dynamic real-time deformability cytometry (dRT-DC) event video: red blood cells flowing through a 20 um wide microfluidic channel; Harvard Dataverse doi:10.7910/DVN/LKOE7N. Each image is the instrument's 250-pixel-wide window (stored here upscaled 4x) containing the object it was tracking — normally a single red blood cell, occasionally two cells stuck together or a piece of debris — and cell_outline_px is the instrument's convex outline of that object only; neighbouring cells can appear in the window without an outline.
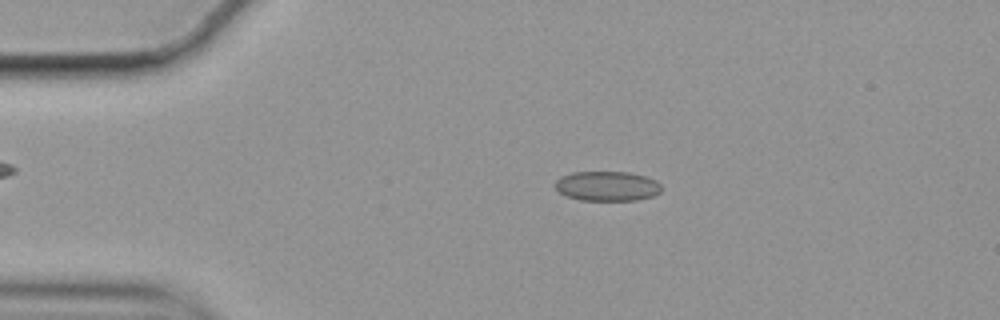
{"species": "common noctule bat (a hibernating species)", "species_latin": "Nyctalus noctula", "temperature_condition": "cold", "stored_images_in_passage": 56, "camera_frame_rate_fps": 3000, "um_per_image_px": 0.085, "animal": {"sex": "female", "body_mass_g": 19.9}, "frame": {"image": 1, "passage_image": 11, "time_ms": 3.333, "image_size_px": [1000, 320], "cell_outline_px": [[660, 192], [652, 196], [636, 200], [580, 200], [568, 196], [560, 192], [556, 188], [556, 180], [560, 176], [572, 172], [628, 172], [644, 176], [656, 180], [660, 184]], "centroid_in_image_um": [51.6, 15.81], "position_along_channel_um": 33.4, "area_um2": 18.26}}
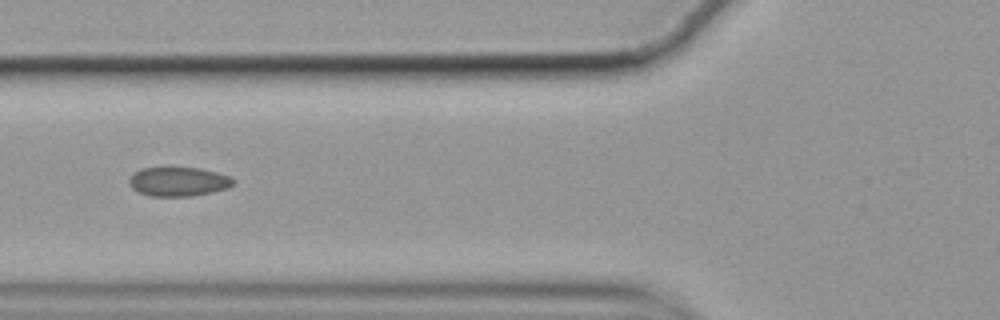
{"frame": {"image": 2, "passage_image": 21, "time_ms": 6.667, "image_size_px": [1000, 320], "cell_outline_px": [[236, 180], [228, 188], [212, 192], [188, 196], [148, 196], [136, 192], [128, 184], [128, 180], [140, 168], [200, 168], [232, 176]], "centroid_in_image_um": [15.16, 15.44], "position_along_channel_um": 110.6, "area_um2": 17.74}}
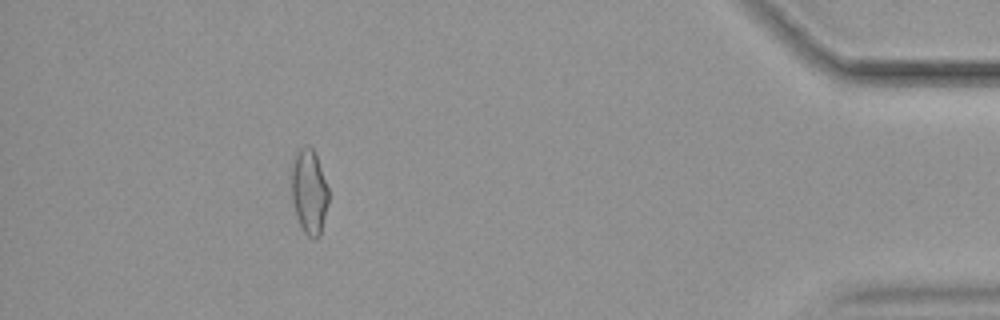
{"frame": {"image": 3, "passage_image": 51, "time_ms": 16.667, "image_size_px": [1000, 320], "cell_outline_px": [[328, 204], [320, 236], [316, 240], [312, 240], [304, 232], [296, 216], [292, 200], [292, 168], [296, 152], [304, 144], [308, 144], [312, 148], [316, 156], [328, 188]], "centroid_in_image_um": [26.28, 16.32], "position_along_channel_um": 408.9, "area_um2": 18.26}, "authors_computed_cell_mechanics": {"area_um2": 18.2359, "velocity_mm_per_s": 3.5362, "shape_relaxation_time_tau1_ms": null, "shape_relaxation_time_tau2_ms": 1.5687, "deformation_change_tau1": null, "deformation_change_tau2": 0.0689}}